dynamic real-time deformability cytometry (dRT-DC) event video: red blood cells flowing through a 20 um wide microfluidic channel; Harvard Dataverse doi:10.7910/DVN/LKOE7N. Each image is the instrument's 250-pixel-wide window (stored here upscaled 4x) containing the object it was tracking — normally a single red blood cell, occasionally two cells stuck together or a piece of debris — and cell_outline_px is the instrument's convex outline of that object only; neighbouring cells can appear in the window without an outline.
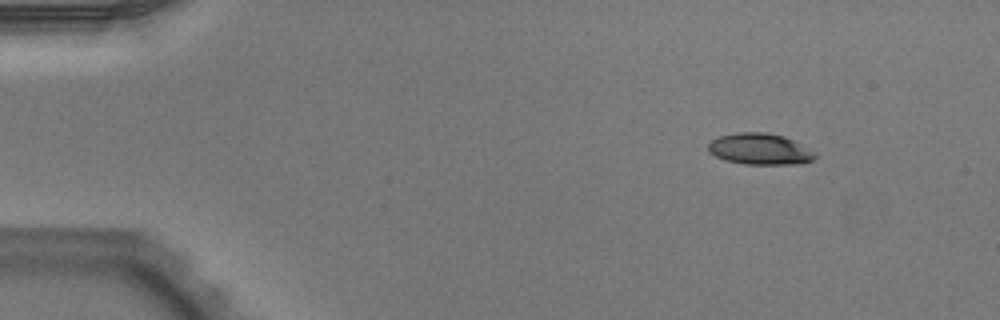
{"species": "Egyptian fruit bat (a non-hibernating species)", "species_latin": "Rousettus aegyptiacus", "temperature_condition": "warm", "stored_images_in_passage": 46, "camera_frame_rate_fps": 3000, "um_per_image_px": 0.085, "animal": {"sex": "male"}, "frame": {"image": 1, "passage_image": 1, "time_ms": 0.0, "image_size_px": [1000, 320], "cell_outline_px": [[816, 156], [812, 160], [804, 164], [744, 164], [724, 160], [708, 152], [708, 144], [712, 140], [720, 136], [736, 132], [764, 132], [784, 136], [816, 152]], "centroid_in_image_um": [64.59, 12.67], "position_along_channel_um": 20.4, "area_um2": 19.54}}
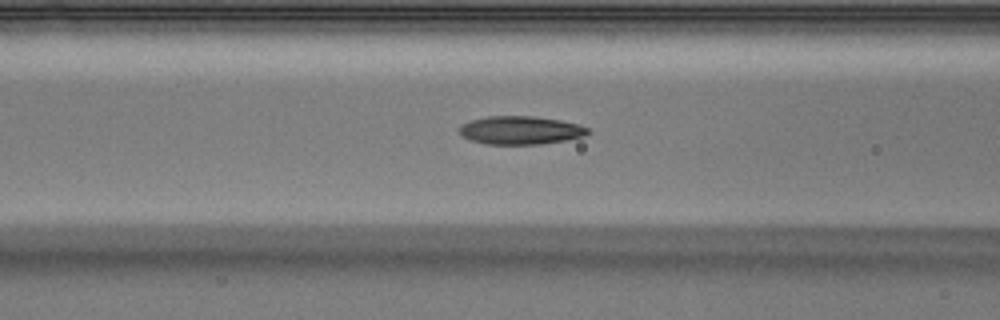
{"frame": {"image": 2, "passage_image": 16, "time_ms": 5.0, "image_size_px": [1000, 320], "cell_outline_px": [[592, 132], [584, 136], [564, 140], [540, 144], [488, 144], [472, 140], [464, 136], [460, 132], [460, 124], [468, 120], [488, 116], [536, 116], [560, 120], [580, 124], [588, 128]], "centroid_in_image_um": [44.27, 11.05], "position_along_channel_um": 122.3, "area_um2": 21.21}}
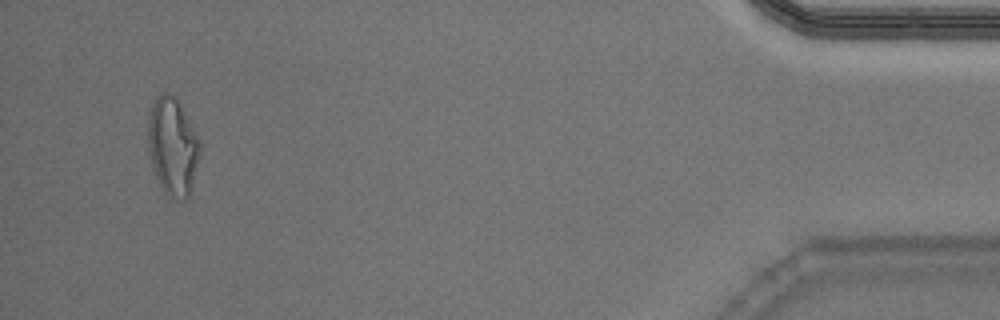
{"frame": {"image": 3, "passage_image": 44, "time_ms": 14.333, "image_size_px": [1000, 320], "cell_outline_px": [[200, 152], [192, 188], [188, 200], [180, 200], [168, 196], [164, 192], [152, 168], [148, 148], [148, 120], [152, 104], [156, 96], [164, 92], [176, 96], [200, 140]], "centroid_in_image_um": [14.68, 12.46], "position_along_channel_um": 420.5, "area_um2": 29.77}, "authors_computed_cell_mechanics": {"area_um2": 21.0681, "velocity_mm_per_s": 3.965, "shape_relaxation_time_tau1_ms": null, "shape_relaxation_time_tau2_ms": 1.798, "deformation_change_tau1": null, "deformation_change_tau2": 0.0984}}